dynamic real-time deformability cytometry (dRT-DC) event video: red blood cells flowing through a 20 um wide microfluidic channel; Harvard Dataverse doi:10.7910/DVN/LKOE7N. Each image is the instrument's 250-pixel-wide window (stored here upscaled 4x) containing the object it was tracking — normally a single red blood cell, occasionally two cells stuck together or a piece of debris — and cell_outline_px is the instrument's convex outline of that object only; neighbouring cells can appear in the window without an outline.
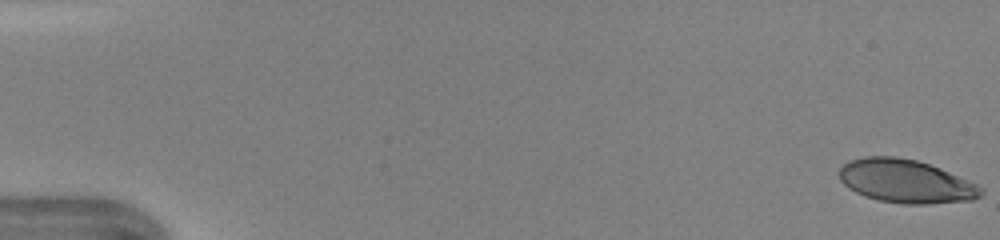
{"species": "human", "species_latin": "Homo sapiens", "temperature_condition": "warm", "stored_images_in_passage": 15, "camera_frame_rate_fps": 3000, "um_per_image_px": 0.085, "donor": {"sex": "female"}, "frame": {"image": 1, "passage_image": 1, "time_ms": 0.0, "image_size_px": [1000, 240], "cell_outline_px": [[984, 192], [980, 196], [972, 200], [928, 204], [904, 204], [880, 200], [864, 196], [848, 188], [840, 180], [840, 168], [844, 164], [852, 160], [864, 156], [896, 156], [916, 160], [940, 168], [976, 184], [984, 188]], "centroid_in_image_um": [77.0, 15.41], "position_along_channel_um": 8.0, "area_um2": 35.66}}